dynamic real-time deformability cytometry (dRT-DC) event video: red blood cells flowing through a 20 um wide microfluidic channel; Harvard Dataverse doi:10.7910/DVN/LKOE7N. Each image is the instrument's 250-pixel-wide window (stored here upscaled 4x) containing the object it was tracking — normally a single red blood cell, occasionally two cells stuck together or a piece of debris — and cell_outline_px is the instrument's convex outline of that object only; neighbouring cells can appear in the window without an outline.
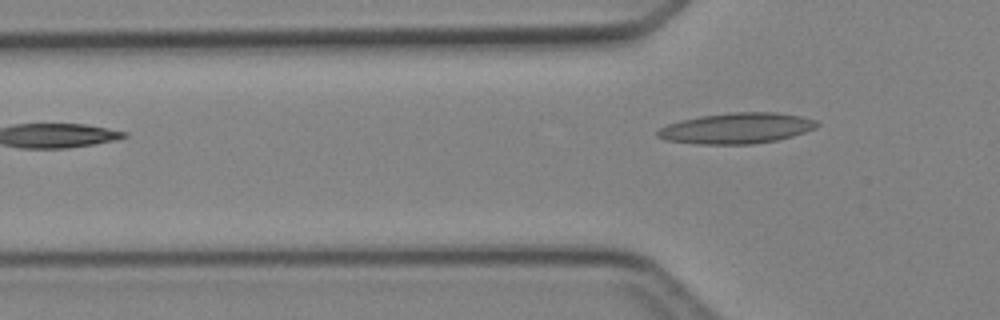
{"species": "Egyptian fruit bat (a non-hibernating species)", "species_latin": "Rousettus aegyptiacus", "temperature_condition": "cold", "stored_images_in_passage": 4, "camera_frame_rate_fps": 3000, "um_per_image_px": 0.085, "animal": {"sex": "female"}, "frame": {"image": 1, "passage_image": 4, "time_ms": 3.667, "image_size_px": [1000, 320], "cell_outline_px": [[820, 124], [816, 128], [792, 136], [776, 140], [752, 144], [696, 144], [664, 140], [656, 136], [656, 132], [660, 128], [668, 124], [680, 120], [700, 116], [732, 112], [776, 112], [800, 116], [816, 120]], "centroid_in_image_um": [62.59, 10.9], "position_along_channel_um": 63.2, "area_um2": 28.61}}